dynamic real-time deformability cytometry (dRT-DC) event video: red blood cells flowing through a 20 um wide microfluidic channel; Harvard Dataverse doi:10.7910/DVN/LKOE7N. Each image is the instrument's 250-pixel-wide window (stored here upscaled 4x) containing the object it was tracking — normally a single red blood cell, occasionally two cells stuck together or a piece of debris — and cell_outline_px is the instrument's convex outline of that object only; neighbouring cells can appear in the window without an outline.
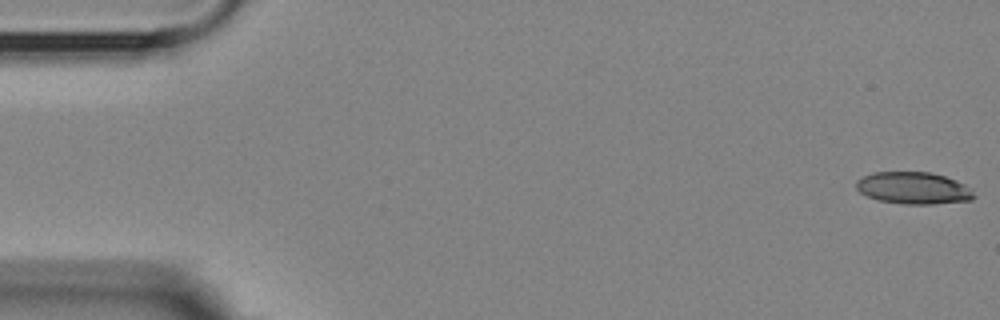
{"species": "Egyptian fruit bat (a non-hibernating species)", "species_latin": "Rousettus aegyptiacus", "temperature_condition": "room temperature", "stored_images_in_passage": 10, "camera_frame_rate_fps": 3000, "um_per_image_px": 0.085, "animal": {"sex": "female"}, "frame": {"image": 1, "passage_image": 1, "time_ms": 0.0, "image_size_px": [1000, 320], "cell_outline_px": [[976, 196], [972, 200], [932, 204], [904, 204], [880, 200], [868, 196], [860, 192], [856, 188], [856, 180], [872, 172], [932, 172], [956, 180], [972, 188]], "centroid_in_image_um": [77.68, 15.98], "position_along_channel_um": 7.3, "area_um2": 22.02}}
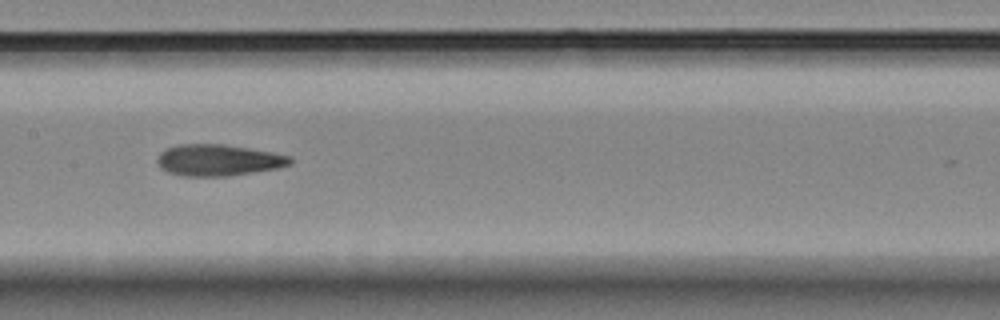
{"frame": {"image": 2, "passage_image": 7, "time_ms": 8.667, "image_size_px": [1000, 320], "cell_outline_px": [[292, 164], [280, 168], [228, 176], [180, 176], [168, 172], [160, 168], [156, 164], [156, 156], [164, 148], [180, 144], [224, 144], [272, 152], [292, 156]], "centroid_in_image_um": [18.53, 13.61], "position_along_channel_um": 188.9, "area_um2": 24.74}}
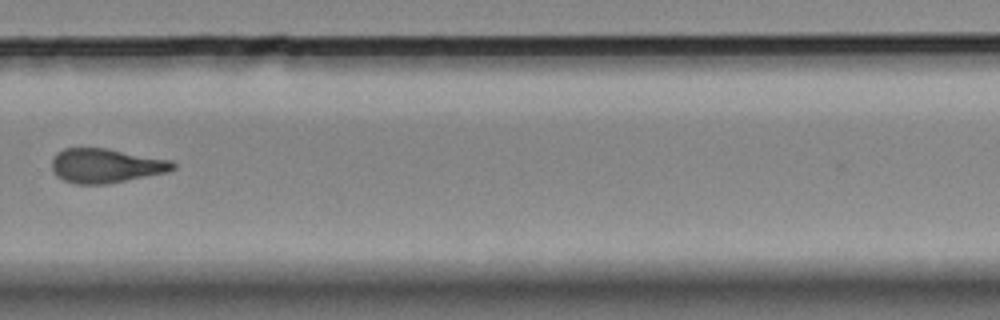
{"frame": {"image": 3, "passage_image": 10, "time_ms": 12.333, "image_size_px": [1000, 320], "cell_outline_px": [[176, 168], [168, 172], [108, 184], [76, 184], [64, 180], [56, 176], [52, 168], [52, 160], [56, 152], [64, 148], [108, 148], [172, 160], [176, 164]], "centroid_in_image_um": [9.02, 14.08], "position_along_channel_um": 320.8, "area_um2": 24.45}}